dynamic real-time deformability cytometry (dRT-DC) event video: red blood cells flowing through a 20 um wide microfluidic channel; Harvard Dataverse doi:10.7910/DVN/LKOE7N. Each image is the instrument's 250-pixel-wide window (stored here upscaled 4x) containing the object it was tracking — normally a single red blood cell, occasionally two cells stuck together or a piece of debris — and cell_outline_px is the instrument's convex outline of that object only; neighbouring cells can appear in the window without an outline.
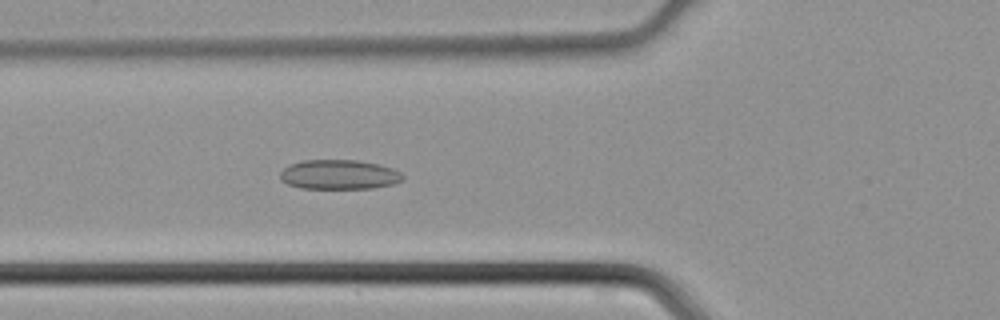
{"species": "common noctule bat (a hibernating species)", "species_latin": "Nyctalus noctula", "temperature_condition": "cold", "stored_images_in_passage": 46, "camera_frame_rate_fps": 3000, "um_per_image_px": 0.085, "animal": {"sex": "male", "body_mass_g": 21.5, "forearm_length_mm": 52.0}, "frame": {"image": 1, "passage_image": 16, "time_ms": 5.0, "image_size_px": [1000, 320], "cell_outline_px": [[404, 180], [392, 184], [372, 188], [300, 188], [288, 184], [280, 180], [280, 172], [288, 164], [304, 160], [356, 160], [380, 164], [392, 168], [400, 172], [404, 176]], "centroid_in_image_um": [28.81, 14.83], "position_along_channel_um": 97.0, "area_um2": 21.21}}
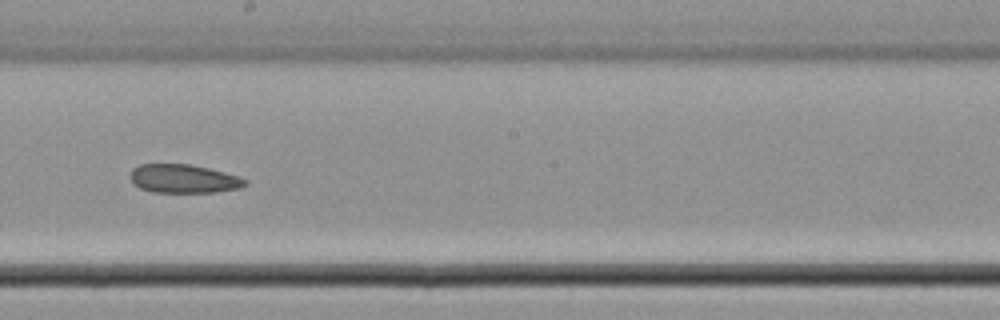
{"frame": {"image": 2, "passage_image": 25, "time_ms": 8.0, "image_size_px": [1000, 320], "cell_outline_px": [[248, 184], [240, 188], [216, 192], [152, 192], [140, 188], [132, 184], [132, 168], [140, 164], [188, 164], [208, 168], [224, 172], [248, 180]], "centroid_in_image_um": [15.61, 15.2], "position_along_channel_um": 232.6, "area_um2": 19.07}}
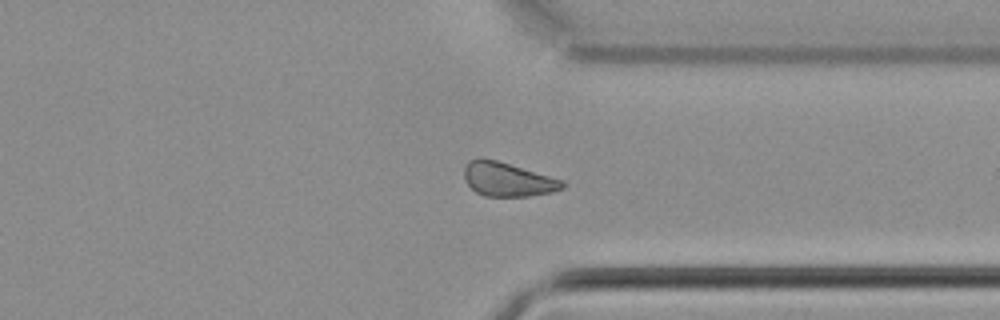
{"frame": {"image": 3, "passage_image": 34, "time_ms": 11.0, "image_size_px": [1000, 320], "cell_outline_px": [[568, 184], [564, 188], [552, 192], [528, 196], [484, 196], [476, 192], [464, 180], [464, 168], [468, 160], [496, 160], [564, 180]], "centroid_in_image_um": [43.19, 15.27], "position_along_channel_um": 368.2, "area_um2": 19.25}}